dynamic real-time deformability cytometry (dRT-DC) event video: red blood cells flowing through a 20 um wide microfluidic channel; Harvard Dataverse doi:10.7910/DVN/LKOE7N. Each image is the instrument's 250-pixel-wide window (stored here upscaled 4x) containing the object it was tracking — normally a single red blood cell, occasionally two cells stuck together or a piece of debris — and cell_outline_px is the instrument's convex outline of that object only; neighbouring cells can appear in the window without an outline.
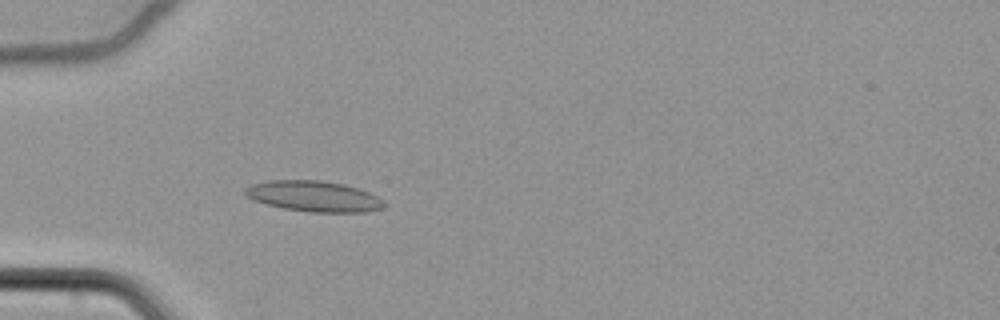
{"species": "common noctule bat (a hibernating species)", "species_latin": "Nyctalus noctula", "temperature_condition": "cold", "stored_images_in_passage": 40, "camera_frame_rate_fps": 3000, "um_per_image_px": 0.085, "animal": {"sex": "female", "body_mass_g": 22.7, "forearm_length_mm": 54.2}, "frame": {"image": 1, "passage_image": 24, "time_ms": 7.667, "image_size_px": [1000, 320], "cell_outline_px": [[388, 204], [384, 208], [364, 212], [312, 212], [284, 208], [252, 200], [244, 196], [244, 188], [252, 184], [268, 180], [320, 180], [344, 184], [368, 192], [384, 200]], "centroid_in_image_um": [26.67, 16.68], "position_along_channel_um": 58.3, "area_um2": 24.97}}
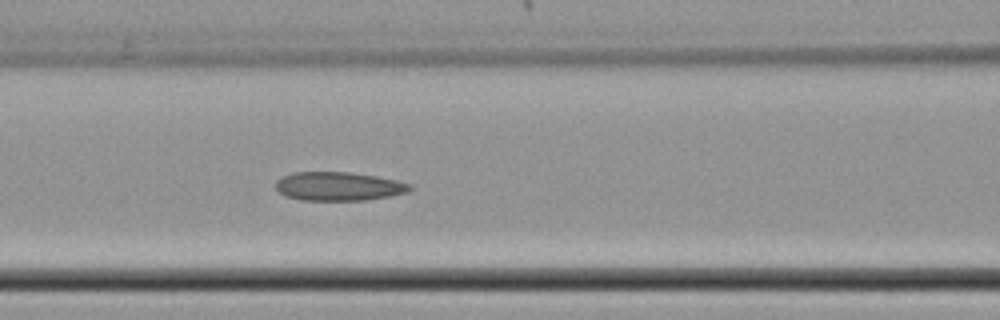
{"frame": {"image": 2, "passage_image": 32, "time_ms": 10.333, "image_size_px": [1000, 320], "cell_outline_px": [[412, 188], [408, 192], [388, 196], [364, 200], [300, 200], [284, 196], [276, 188], [276, 180], [280, 176], [292, 172], [352, 172], [376, 176], [396, 180], [412, 184]], "centroid_in_image_um": [28.75, 15.83], "position_along_channel_um": 137.9, "area_um2": 22.6}}
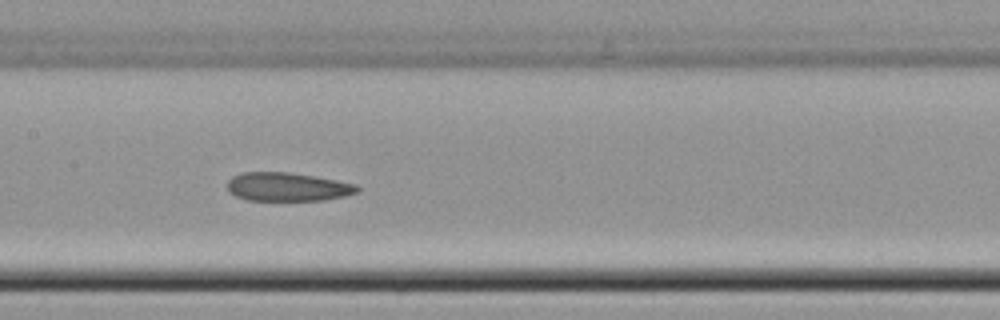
{"frame": {"image": 3, "passage_image": 36, "time_ms": 11.667, "image_size_px": [1000, 320], "cell_outline_px": [[360, 192], [344, 196], [324, 200], [248, 200], [236, 196], [228, 192], [228, 180], [232, 176], [244, 172], [288, 172], [336, 180], [356, 184], [360, 188]], "centroid_in_image_um": [24.44, 15.88], "position_along_channel_um": 183.0, "area_um2": 21.62}}